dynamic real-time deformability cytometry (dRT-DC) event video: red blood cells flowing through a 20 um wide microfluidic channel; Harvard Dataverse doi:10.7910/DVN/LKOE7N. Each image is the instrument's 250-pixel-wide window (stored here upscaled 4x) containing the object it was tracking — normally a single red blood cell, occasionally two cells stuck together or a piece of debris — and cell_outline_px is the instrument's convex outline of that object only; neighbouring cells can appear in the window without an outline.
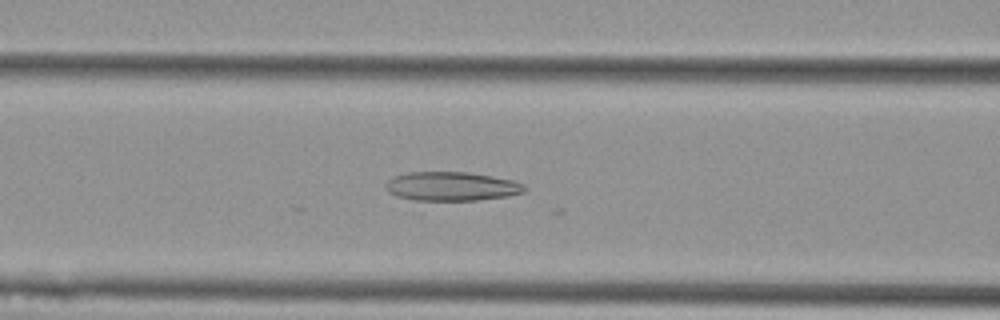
{"species": "Egyptian fruit bat (a non-hibernating species)", "species_latin": "Rousettus aegyptiacus", "temperature_condition": "cold", "stored_images_in_passage": 34, "camera_frame_rate_fps": 3000, "um_per_image_px": 0.085, "animal": {"sex": "female"}, "frame": {"image": 1, "passage_image": 23, "time_ms": 7.333, "image_size_px": [1000, 320], "cell_outline_px": [[528, 188], [524, 192], [508, 196], [476, 200], [412, 200], [396, 196], [388, 192], [384, 184], [388, 180], [396, 176], [408, 172], [468, 172], [492, 176], [512, 180], [524, 184]], "centroid_in_image_um": [38.39, 15.84], "position_along_channel_um": 128.2, "area_um2": 23.47}}
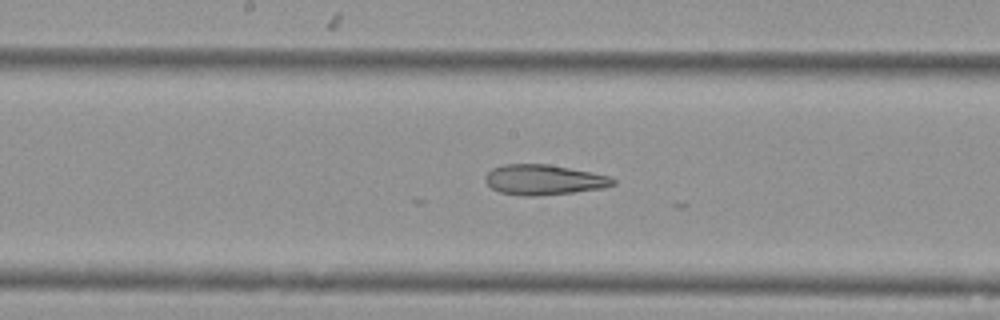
{"frame": {"image": 2, "passage_image": 29, "time_ms": 9.333, "image_size_px": [1000, 320], "cell_outline_px": [[616, 184], [604, 188], [572, 192], [532, 196], [520, 196], [500, 192], [492, 188], [484, 180], [484, 176], [492, 168], [504, 164], [548, 164], [608, 176], [616, 180]], "centroid_in_image_um": [46.18, 15.28], "position_along_channel_um": 202.0, "area_um2": 22.31}}
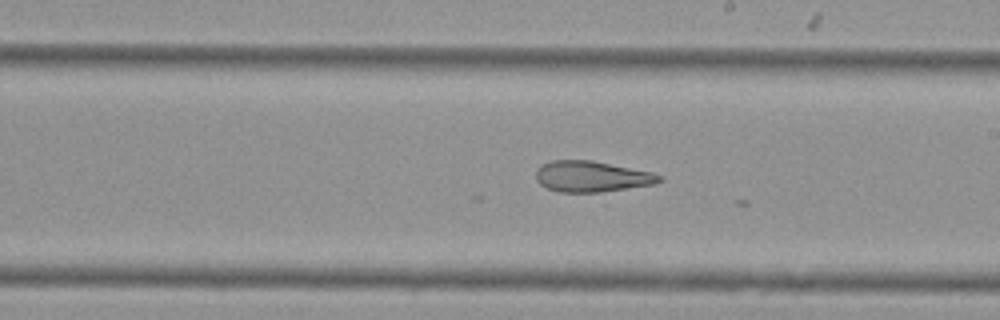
{"frame": {"image": 3, "passage_image": 32, "time_ms": 10.333, "image_size_px": [1000, 320], "cell_outline_px": [[664, 180], [656, 184], [600, 192], [560, 192], [548, 188], [540, 184], [536, 180], [536, 168], [540, 164], [552, 160], [592, 160], [652, 172], [664, 176]], "centroid_in_image_um": [50.31, 14.99], "position_along_channel_um": 238.7, "area_um2": 22.43}}